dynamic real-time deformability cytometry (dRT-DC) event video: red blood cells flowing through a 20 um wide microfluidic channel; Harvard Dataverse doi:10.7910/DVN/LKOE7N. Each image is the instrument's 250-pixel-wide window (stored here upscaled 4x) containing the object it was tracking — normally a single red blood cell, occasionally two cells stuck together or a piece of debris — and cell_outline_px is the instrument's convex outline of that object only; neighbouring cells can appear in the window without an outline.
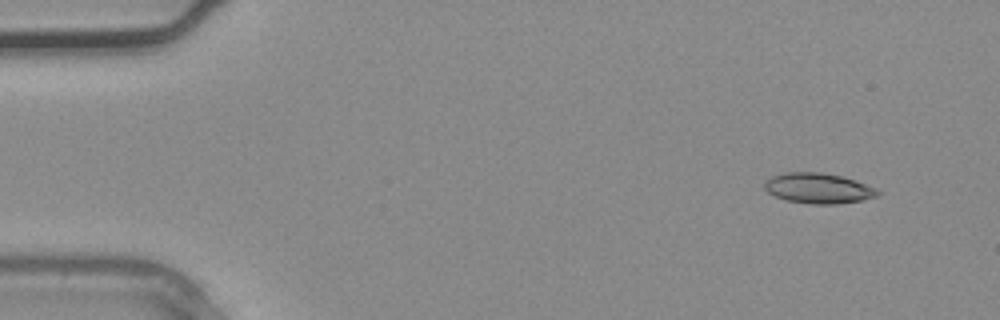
{"species": "common noctule bat (a hibernating species)", "species_latin": "Nyctalus noctula", "temperature_condition": "warm", "stored_images_in_passage": 3, "camera_frame_rate_fps": 3000, "um_per_image_px": 0.085, "animal": {"sex": "male", "body_mass_g": 20.4}, "frame": {"image": 1, "passage_image": 1, "time_ms": 0.0, "image_size_px": [1000, 320], "cell_outline_px": [[880, 192], [876, 196], [860, 200], [836, 204], [812, 204], [784, 200], [768, 192], [764, 188], [764, 180], [772, 176], [784, 172], [820, 172], [840, 176], [856, 180], [876, 188]], "centroid_in_image_um": [69.51, 15.99], "position_along_channel_um": 15.5, "area_um2": 20.0}}